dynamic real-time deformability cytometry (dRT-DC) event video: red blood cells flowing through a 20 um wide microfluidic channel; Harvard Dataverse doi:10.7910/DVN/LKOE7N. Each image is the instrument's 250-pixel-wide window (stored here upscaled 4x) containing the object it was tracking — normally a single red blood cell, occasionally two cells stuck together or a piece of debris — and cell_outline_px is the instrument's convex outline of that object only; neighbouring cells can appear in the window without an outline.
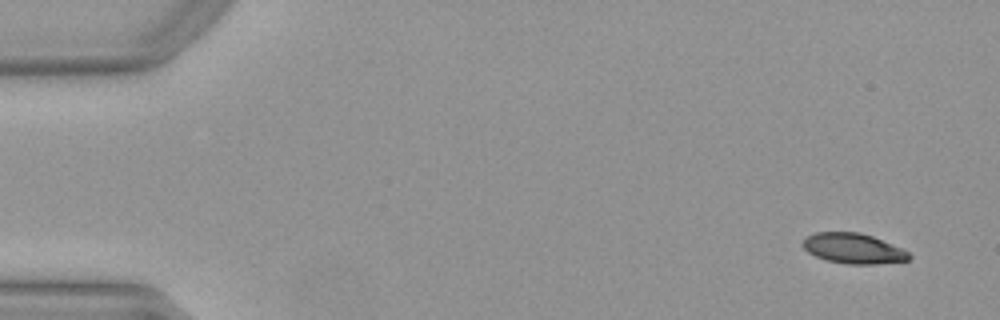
{"species": "Egyptian fruit bat (a non-hibernating species)", "species_latin": "Rousettus aegyptiacus", "temperature_condition": "warm", "stored_images_in_passage": 49, "camera_frame_rate_fps": 3000, "um_per_image_px": 0.085, "animal": {"sex": "female"}, "frame": {"image": 1, "passage_image": 1, "time_ms": 0.0, "image_size_px": [1000, 320], "cell_outline_px": [[912, 256], [908, 260], [876, 264], [848, 264], [828, 260], [816, 256], [808, 252], [800, 244], [804, 236], [816, 232], [860, 232], [872, 236], [892, 244], [908, 252]], "centroid_in_image_um": [72.49, 21.1], "position_along_channel_um": 12.5, "area_um2": 18.73}}
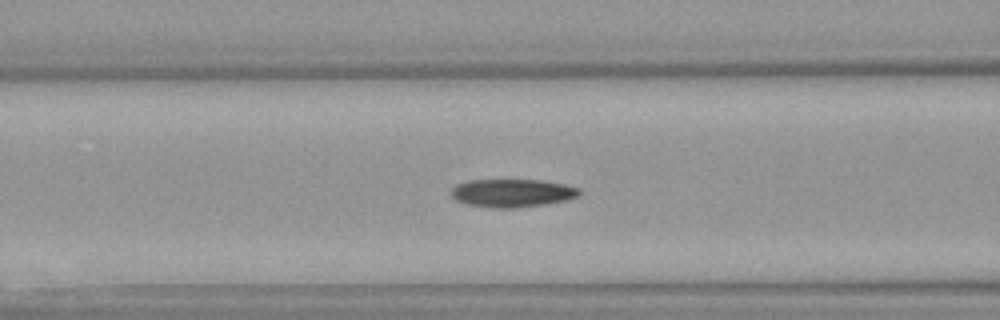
{"frame": {"image": 2, "passage_image": 19, "time_ms": 6.0, "image_size_px": [1000, 320], "cell_outline_px": [[580, 196], [568, 200], [520, 208], [496, 208], [468, 204], [456, 200], [452, 196], [452, 188], [456, 184], [468, 180], [540, 180], [564, 184], [580, 188]], "centroid_in_image_um": [43.57, 16.41], "position_along_channel_um": 123.0, "area_um2": 21.04}}
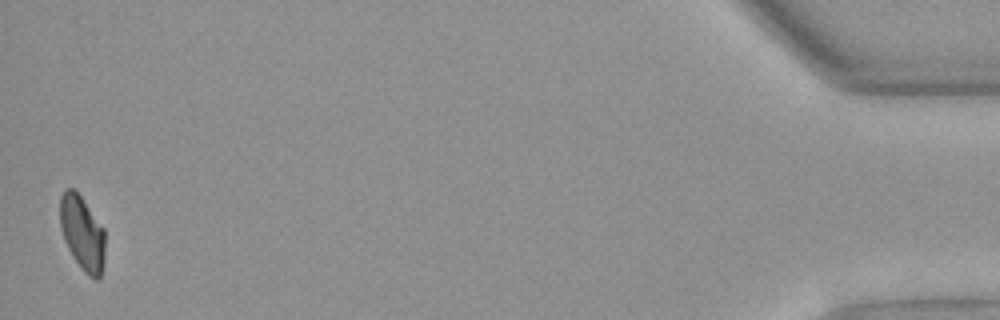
{"frame": {"image": 3, "passage_image": 49, "time_ms": 16.0, "image_size_px": [1000, 320], "cell_outline_px": [[104, 260], [100, 280], [96, 280], [88, 276], [84, 272], [72, 256], [64, 240], [60, 228], [60, 196], [64, 188], [72, 188], [80, 196], [104, 228]], "centroid_in_image_um": [6.98, 19.84], "position_along_channel_um": 428.2, "area_um2": 19.59}, "authors_computed_cell_mechanics": {"area_um2": 20.6346, "velocity_mm_per_s": 3.9809, "shape_relaxation_time_tau1_ms": null, "shape_relaxation_time_tau2_ms": 5.399, "deformation_change_tau1": null, "deformation_change_tau2": 0.1045}}